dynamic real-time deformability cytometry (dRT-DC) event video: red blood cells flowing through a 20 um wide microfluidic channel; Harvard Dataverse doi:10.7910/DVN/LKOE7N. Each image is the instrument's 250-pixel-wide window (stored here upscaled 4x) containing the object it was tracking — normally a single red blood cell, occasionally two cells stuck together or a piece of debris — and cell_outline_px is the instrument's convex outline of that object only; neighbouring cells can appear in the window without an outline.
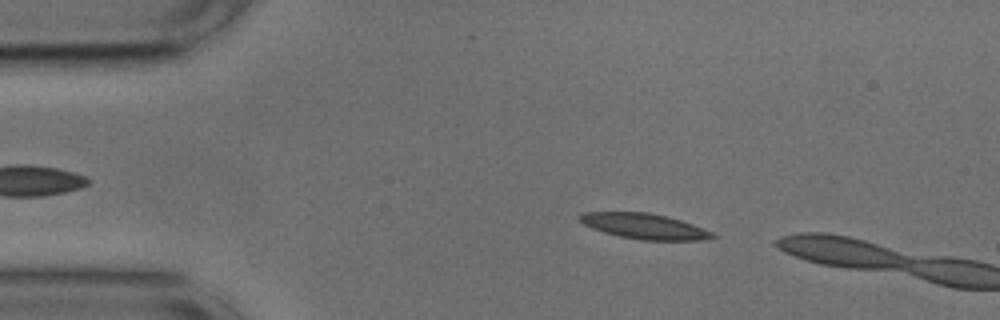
{"species": "common noctule bat (a hibernating species)", "species_latin": "Nyctalus noctula", "temperature_condition": "cold", "stored_images_in_passage": 7, "camera_frame_rate_fps": 3000, "um_per_image_px": 0.085, "animal": {"sex": "male", "body_mass_g": 17.9, "forearm_length_mm": 54.2}, "frame": {"image": 1, "passage_image": 5, "time_ms": 1.333, "image_size_px": [1000, 320], "cell_outline_px": [[720, 236], [700, 240], [640, 240], [620, 236], [604, 232], [592, 228], [584, 224], [576, 216], [584, 212], [648, 212], [668, 216], [692, 224], [712, 232]], "centroid_in_image_um": [54.77, 19.22], "position_along_channel_um": 30.2, "area_um2": 19.65}}